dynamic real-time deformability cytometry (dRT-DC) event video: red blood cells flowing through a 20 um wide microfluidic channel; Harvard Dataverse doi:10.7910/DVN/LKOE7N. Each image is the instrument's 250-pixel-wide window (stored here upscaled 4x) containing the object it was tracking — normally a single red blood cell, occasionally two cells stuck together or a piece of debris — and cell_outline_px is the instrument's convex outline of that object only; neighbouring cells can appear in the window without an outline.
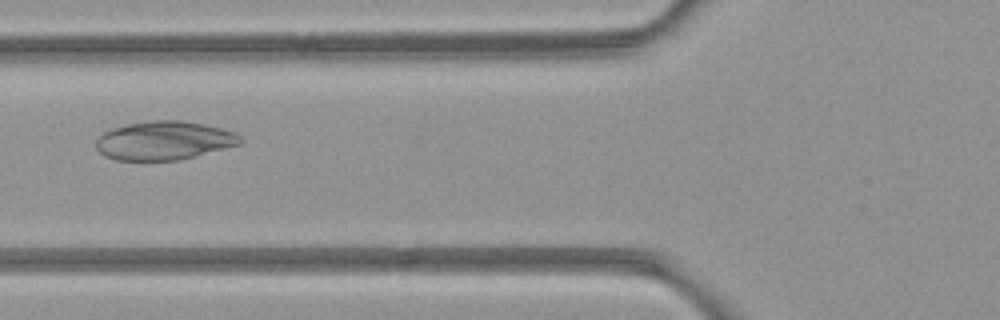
{"species": "common noctule bat (a hibernating species)", "species_latin": "Nyctalus noctula", "temperature_condition": "room temperature", "stored_images_in_passage": 5, "camera_frame_rate_fps": 3000, "um_per_image_px": 0.085, "animal": {"sex": "female", "body_mass_g": 21.9}, "frame": {"image": 1, "passage_image": 5, "time_ms": 4.667, "image_size_px": [1000, 320], "cell_outline_px": [[244, 140], [240, 144], [176, 160], [116, 160], [104, 156], [96, 148], [96, 136], [112, 128], [128, 124], [152, 120], [180, 120], [204, 124], [236, 132]], "centroid_in_image_um": [13.91, 11.93], "position_along_channel_um": 111.9, "area_um2": 32.37}}